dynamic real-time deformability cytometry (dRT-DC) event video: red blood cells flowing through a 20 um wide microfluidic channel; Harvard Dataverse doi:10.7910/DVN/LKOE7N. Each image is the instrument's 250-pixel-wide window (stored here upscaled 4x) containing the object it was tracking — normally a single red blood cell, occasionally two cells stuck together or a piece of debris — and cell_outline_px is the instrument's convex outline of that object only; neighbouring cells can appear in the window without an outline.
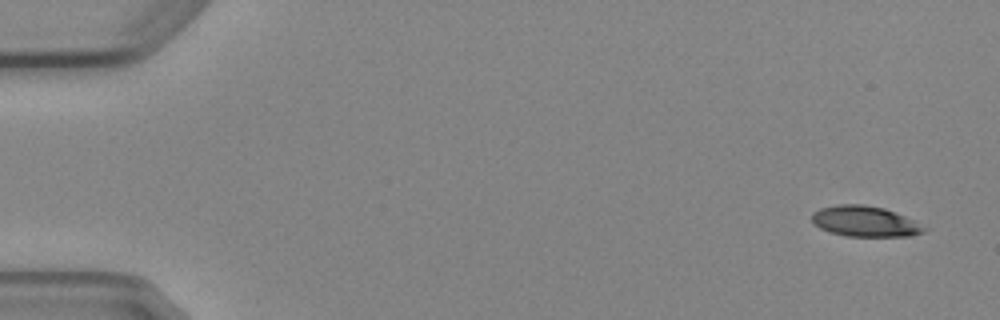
{"species": "Egyptian fruit bat (a non-hibernating species)", "species_latin": "Rousettus aegyptiacus", "temperature_condition": "cold", "stored_images_in_passage": 5, "camera_frame_rate_fps": 3000, "um_per_image_px": 0.085, "animal": {"sex": "female"}, "frame": {"image": 1, "passage_image": 1, "time_ms": 0.0, "image_size_px": [1000, 320], "cell_outline_px": [[928, 228], [924, 232], [912, 236], [844, 236], [828, 232], [812, 224], [812, 212], [820, 208], [836, 204], [864, 204], [884, 208], [904, 216]], "centroid_in_image_um": [73.47, 18.82], "position_along_channel_um": 11.5, "area_um2": 20.17}}
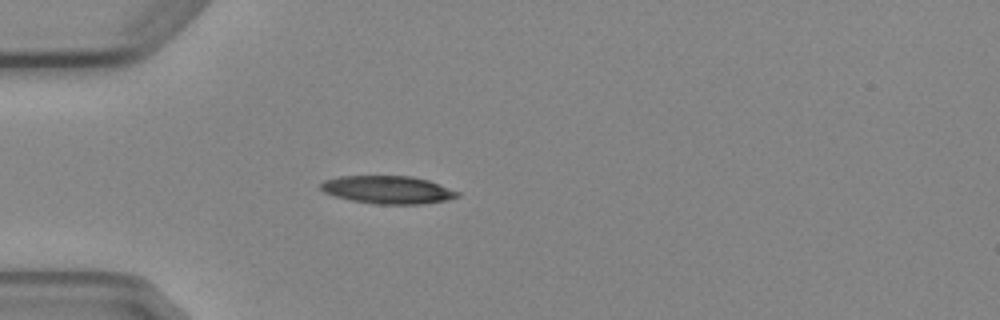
{"frame": {"image": 2, "passage_image": 4, "time_ms": 4.333, "image_size_px": [1000, 320], "cell_outline_px": [[460, 196], [448, 200], [420, 204], [376, 204], [352, 200], [336, 196], [324, 192], [320, 188], [320, 184], [324, 180], [340, 176], [412, 176], [428, 180], [440, 184], [460, 192]], "centroid_in_image_um": [32.99, 16.13], "position_along_channel_um": 52.0, "area_um2": 22.2}}